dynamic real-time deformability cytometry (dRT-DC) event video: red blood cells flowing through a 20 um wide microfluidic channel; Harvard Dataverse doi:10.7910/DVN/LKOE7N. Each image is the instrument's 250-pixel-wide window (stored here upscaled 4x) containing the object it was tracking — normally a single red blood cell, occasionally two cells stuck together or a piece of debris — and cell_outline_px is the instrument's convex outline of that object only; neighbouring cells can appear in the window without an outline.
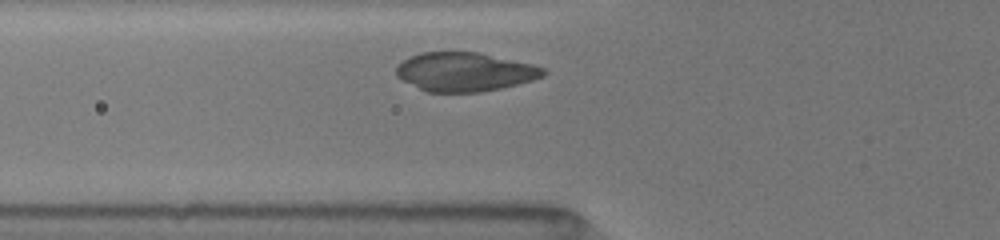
{"species": "common noctule bat (a hibernating species)", "species_latin": "Nyctalus noctula", "temperature_condition": "room temperature", "stored_images_in_passage": 8, "camera_frame_rate_fps": 3000, "um_per_image_px": 0.085, "animal": {"sex": "female", "body_mass_g": 19.5, "forearm_length_mm": 54.1}, "frame": {"image": 1, "passage_image": 5, "time_ms": 1.0, "image_size_px": [1000, 240], "cell_outline_px": [[548, 72], [544, 76], [532, 80], [500, 88], [480, 92], [428, 92], [396, 76], [396, 68], [408, 56], [420, 52], [480, 52], [532, 64], [544, 68]], "centroid_in_image_um": [39.52, 6.1], "position_along_channel_um": 86.3, "area_um2": 33.18}}
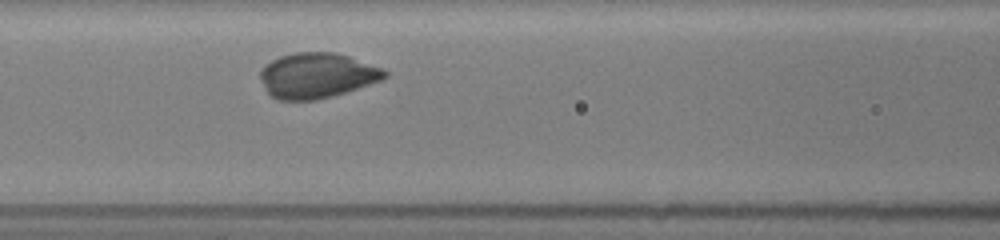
{"frame": {"image": 2, "passage_image": 8, "time_ms": 2.333, "image_size_px": [1000, 240], "cell_outline_px": [[388, 76], [384, 80], [332, 96], [316, 100], [280, 100], [272, 96], [264, 88], [260, 76], [260, 72], [264, 64], [280, 56], [296, 52], [336, 52], [384, 68], [388, 72]], "centroid_in_image_um": [26.97, 6.41], "position_along_channel_um": 139.6, "area_um2": 33.0}}